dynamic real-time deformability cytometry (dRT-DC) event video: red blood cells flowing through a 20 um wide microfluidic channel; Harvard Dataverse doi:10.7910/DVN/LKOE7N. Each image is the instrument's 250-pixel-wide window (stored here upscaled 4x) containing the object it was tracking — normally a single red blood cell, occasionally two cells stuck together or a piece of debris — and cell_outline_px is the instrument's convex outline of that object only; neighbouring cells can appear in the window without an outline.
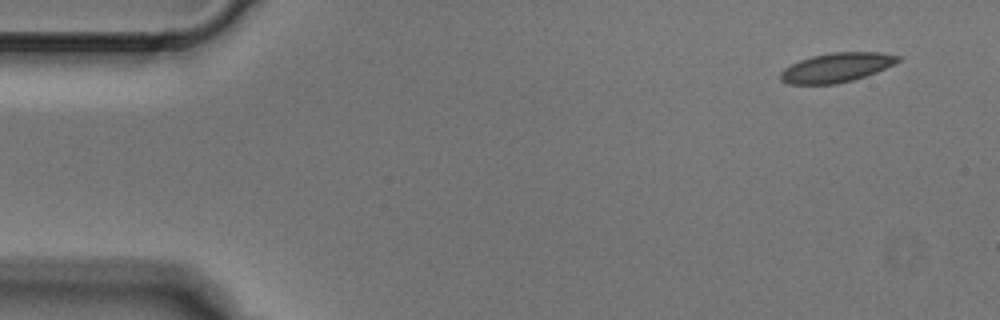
{"species": "Egyptian fruit bat (a non-hibernating species)", "species_latin": "Rousettus aegyptiacus", "temperature_condition": "cold", "stored_images_in_passage": 3, "camera_frame_rate_fps": 3000, "um_per_image_px": 0.085, "animal": {"sex": "male"}, "frame": {"image": 1, "passage_image": 1, "time_ms": 0.0, "image_size_px": [1000, 320], "cell_outline_px": [[900, 60], [876, 72], [852, 80], [836, 84], [788, 84], [780, 80], [780, 72], [784, 68], [800, 60], [812, 56], [832, 52], [880, 52], [900, 56]], "centroid_in_image_um": [71.07, 5.74], "position_along_channel_um": 13.9, "area_um2": 19.88}}
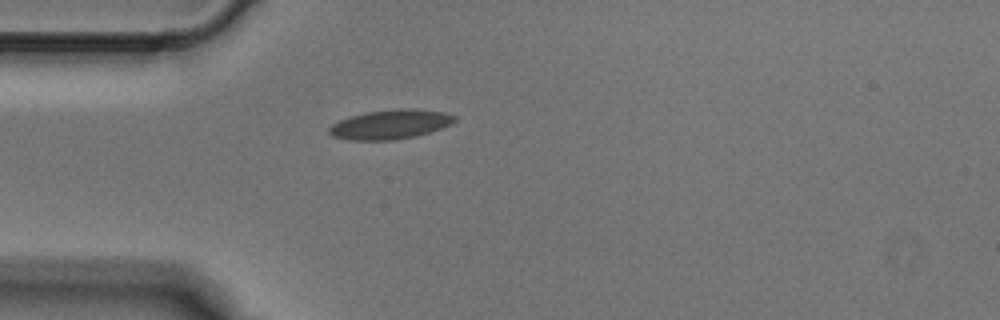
{"frame": {"image": 2, "passage_image": 3, "time_ms": 0.667, "image_size_px": [1000, 320], "cell_outline_px": [[456, 120], [452, 124], [416, 136], [392, 140], [348, 140], [332, 136], [328, 132], [328, 128], [332, 124], [340, 120], [364, 112], [400, 108], [412, 108], [444, 112], [456, 116]], "centroid_in_image_um": [33.17, 10.57], "position_along_channel_um": 51.8, "area_um2": 21.5}}